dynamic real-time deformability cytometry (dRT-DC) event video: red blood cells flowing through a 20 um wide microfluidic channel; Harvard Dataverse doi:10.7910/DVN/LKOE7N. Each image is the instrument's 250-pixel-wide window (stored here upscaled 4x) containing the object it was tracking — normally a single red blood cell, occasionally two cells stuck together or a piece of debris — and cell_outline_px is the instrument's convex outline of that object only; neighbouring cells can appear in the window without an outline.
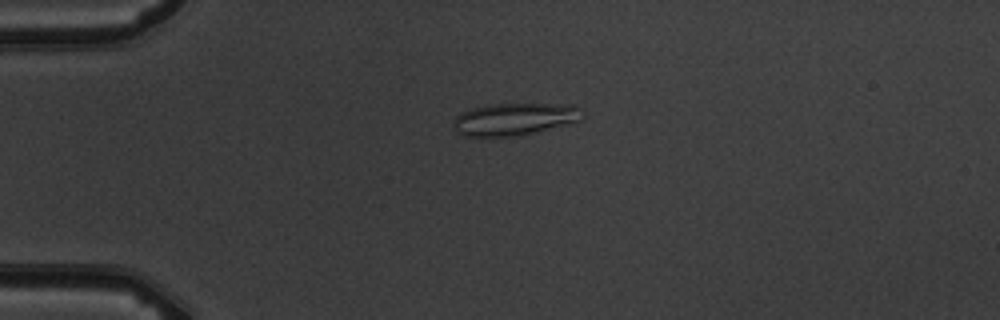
{"species": "common noctule bat (a hibernating species)", "species_latin": "Nyctalus noctula", "temperature_condition": "warm", "stored_images_in_passage": 6, "camera_frame_rate_fps": 3000, "um_per_image_px": 0.085, "animal": {"sex": "male", "body_mass_g": 19.5, "forearm_length_mm": 54.6}, "frame": {"image": 1, "passage_image": 4, "time_ms": 4.0, "image_size_px": [1000, 320], "cell_outline_px": [[584, 116], [580, 120], [532, 132], [508, 136], [464, 136], [456, 132], [452, 120], [460, 112], [472, 108], [488, 104], [576, 104], [580, 108]], "centroid_in_image_um": [43.69, 10.1], "position_along_channel_um": 41.3, "area_um2": 24.04}}
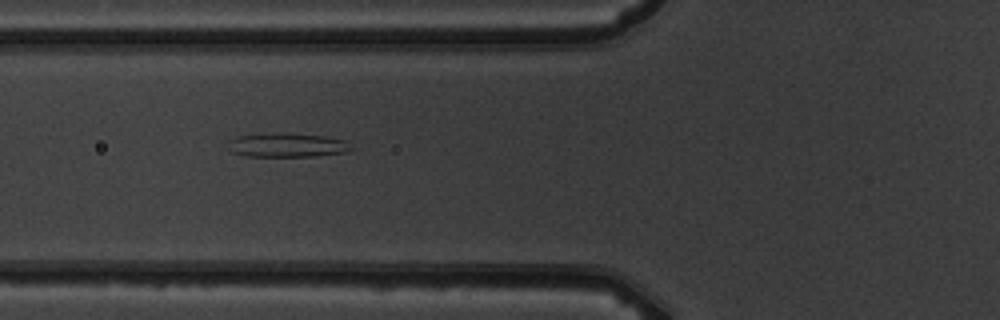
{"frame": {"image": 2, "passage_image": 6, "time_ms": 6.333, "image_size_px": [1000, 320], "cell_outline_px": [[356, 148], [344, 152], [316, 156], [248, 156], [232, 152], [228, 140], [236, 136], [280, 132], [288, 132], [324, 136], [348, 140]], "centroid_in_image_um": [24.48, 12.31], "position_along_channel_um": 101.3, "area_um2": 17.51}}